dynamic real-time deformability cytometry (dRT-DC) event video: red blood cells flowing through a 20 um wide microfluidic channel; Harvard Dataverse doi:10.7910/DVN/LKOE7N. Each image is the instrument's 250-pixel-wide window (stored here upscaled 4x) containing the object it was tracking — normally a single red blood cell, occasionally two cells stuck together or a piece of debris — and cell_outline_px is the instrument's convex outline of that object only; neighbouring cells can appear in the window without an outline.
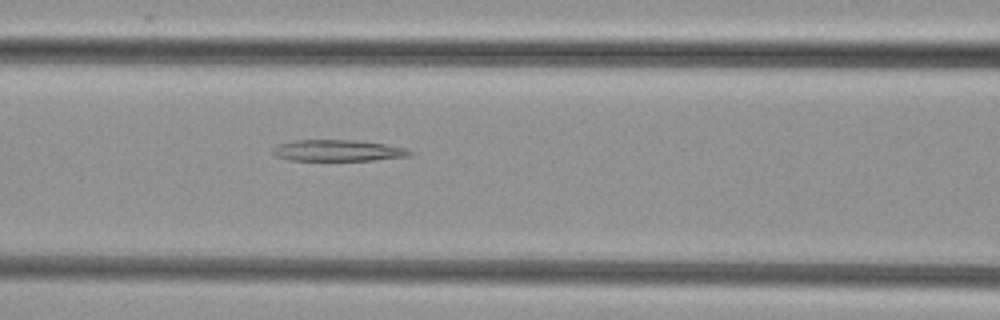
{"species": "common noctule bat (a hibernating species)", "species_latin": "Nyctalus noctula", "temperature_condition": "cold", "stored_images_in_passage": 51, "camera_frame_rate_fps": 3000, "um_per_image_px": 0.085, "animal": {"sex": "female", "body_mass_g": 29.2, "forearm_length_mm": 56.3}, "frame": {"image": 1, "passage_image": 22, "time_ms": 7.0, "image_size_px": [1000, 320], "cell_outline_px": [[416, 152], [412, 156], [372, 160], [288, 160], [276, 156], [272, 152], [272, 148], [276, 144], [292, 140], [356, 140], [384, 144], [408, 148]], "centroid_in_image_um": [28.74, 12.79], "position_along_channel_um": 137.9, "area_um2": 17.28}}
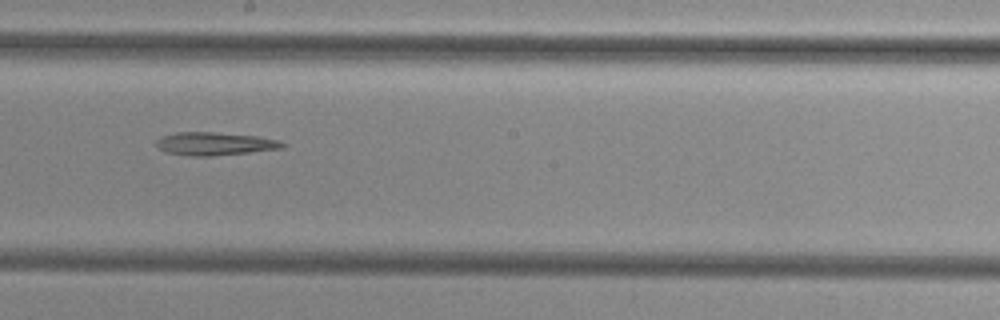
{"frame": {"image": 2, "passage_image": 29, "time_ms": 9.333, "image_size_px": [1000, 320], "cell_outline_px": [[288, 144], [284, 148], [212, 156], [188, 156], [164, 152], [156, 144], [156, 140], [160, 136], [176, 132], [216, 132], [256, 136], [280, 140]], "centroid_in_image_um": [18.25, 12.21], "position_along_channel_um": 229.9, "area_um2": 17.11}}
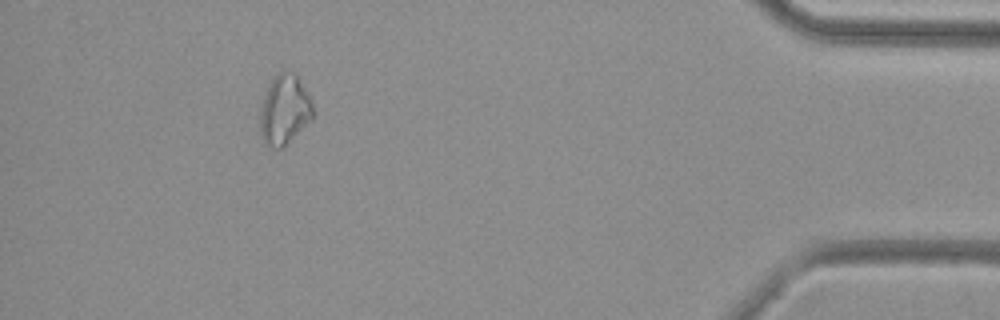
{"frame": {"image": 3, "passage_image": 47, "time_ms": 15.333, "image_size_px": [1000, 320], "cell_outline_px": [[312, 120], [280, 148], [268, 148], [264, 144], [260, 128], [260, 108], [264, 96], [276, 72], [284, 68], [296, 72], [312, 104]], "centroid_in_image_um": [24.16, 9.29], "position_along_channel_um": 411.0, "area_um2": 21.44}}